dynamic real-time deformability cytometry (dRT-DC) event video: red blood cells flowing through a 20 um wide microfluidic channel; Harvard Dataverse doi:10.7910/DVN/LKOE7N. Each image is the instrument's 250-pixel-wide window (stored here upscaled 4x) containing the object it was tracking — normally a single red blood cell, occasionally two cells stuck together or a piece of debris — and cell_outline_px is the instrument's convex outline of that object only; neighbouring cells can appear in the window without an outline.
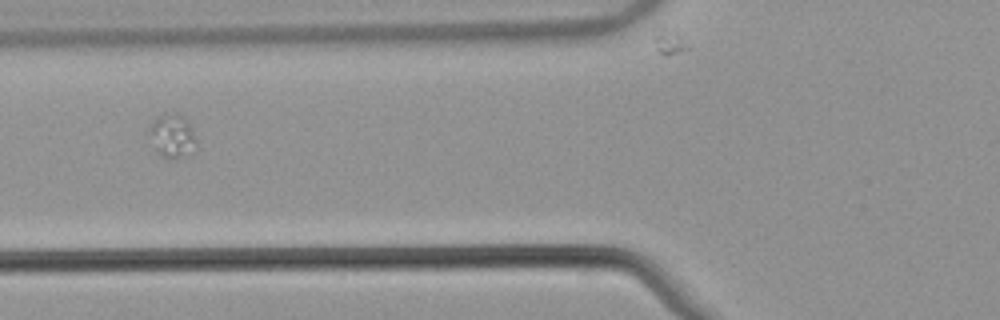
{"species": "common noctule bat (a hibernating species)", "species_latin": "Nyctalus noctula", "temperature_condition": "warm", "stored_images_in_passage": 54, "camera_frame_rate_fps": 3000, "um_per_image_px": 0.085, "animal": {"sex": "male", "body_mass_g": 21.5, "forearm_length_mm": 52.0}, "frame": {"image": 1, "passage_image": 19, "time_ms": 6.0, "image_size_px": [1000, 320], "cell_outline_px": [[192, 152], [176, 156], [160, 156], [156, 152], [148, 132], [148, 128], [152, 120], [156, 116], [172, 112], [184, 116], [192, 128]], "centroid_in_image_um": [14.54, 11.46], "position_along_channel_um": 111.3, "area_um2": 11.39}}
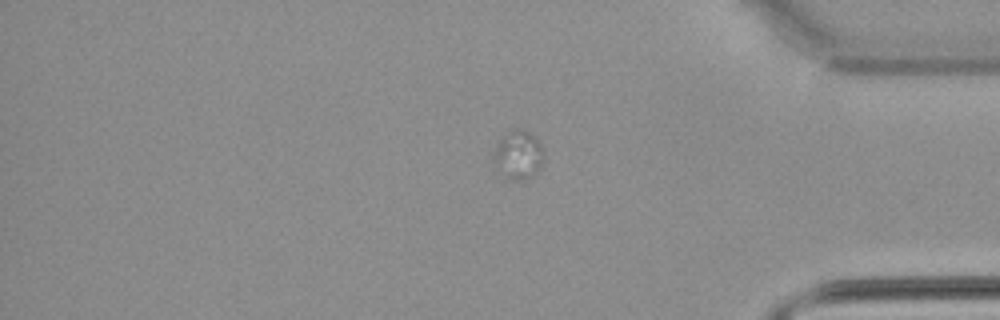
{"frame": {"image": 2, "passage_image": 44, "time_ms": 14.333, "image_size_px": [1000, 320], "cell_outline_px": [[544, 156], [540, 168], [536, 172], [524, 180], [512, 180], [504, 176], [492, 164], [492, 152], [496, 144], [512, 128], [524, 128], [536, 136], [544, 152]], "centroid_in_image_um": [44.03, 13.14], "position_along_channel_um": 391.2, "area_um2": 14.62}}
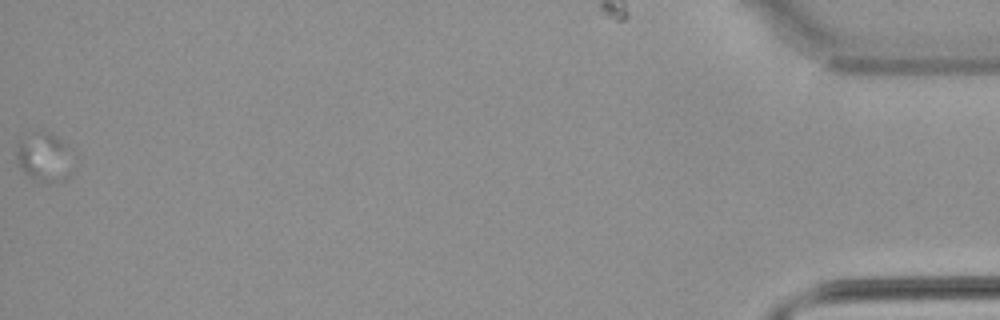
{"frame": {"image": 3, "passage_image": 54, "time_ms": 17.667, "image_size_px": [1000, 320], "cell_outline_px": [[64, 148], [44, 180], [28, 176], [20, 168], [16, 156], [16, 140], [32, 132], [48, 132], [56, 136], [64, 144]], "centroid_in_image_um": [3.25, 13.04], "position_along_channel_um": 432.0, "area_um2": 12.08}}